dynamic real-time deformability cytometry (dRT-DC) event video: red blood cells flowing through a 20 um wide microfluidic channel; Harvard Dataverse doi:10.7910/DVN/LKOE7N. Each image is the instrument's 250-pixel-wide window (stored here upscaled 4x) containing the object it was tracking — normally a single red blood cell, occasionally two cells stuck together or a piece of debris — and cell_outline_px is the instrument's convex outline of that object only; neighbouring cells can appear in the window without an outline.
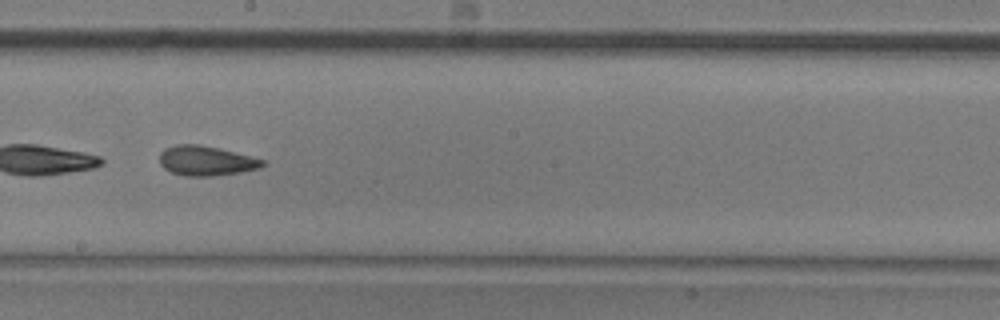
{"species": "common noctule bat (a hibernating species)", "species_latin": "Nyctalus noctula", "temperature_condition": "room temperature", "stored_images_in_passage": 43, "camera_frame_rate_fps": 3000, "um_per_image_px": 0.085, "animal": {"sex": "male", "body_mass_g": 20.5, "forearm_length_mm": 52.5}, "frame": {"image": 1, "passage_image": 25, "time_ms": 8.0, "image_size_px": [1000, 320], "cell_outline_px": [[264, 164], [260, 168], [240, 172], [212, 176], [184, 176], [172, 172], [164, 168], [160, 164], [160, 152], [164, 148], [176, 144], [200, 144], [220, 148], [264, 160]], "centroid_in_image_um": [17.48, 13.66], "position_along_channel_um": 230.7, "area_um2": 17.86}}